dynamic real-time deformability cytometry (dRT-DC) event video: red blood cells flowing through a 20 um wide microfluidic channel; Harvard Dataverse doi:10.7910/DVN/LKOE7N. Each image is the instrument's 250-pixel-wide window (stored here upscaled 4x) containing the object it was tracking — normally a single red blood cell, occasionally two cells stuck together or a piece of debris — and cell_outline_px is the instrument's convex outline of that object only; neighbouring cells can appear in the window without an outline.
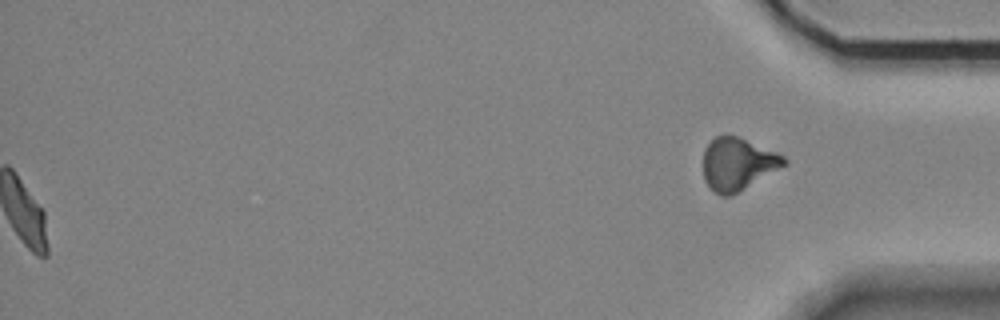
{"species": "Egyptian fruit bat (a non-hibernating species)", "species_latin": "Rousettus aegyptiacus", "temperature_condition": "room temperature", "stored_images_in_passage": 39, "segment_of_instrument_passage": [2, 2], "camera_frame_rate_fps": 3000, "um_per_image_px": 0.085, "animal": {"sex": "female"}, "frame": {"image": 1, "passage_image": 39, "time_ms": 12.667, "image_size_px": [1000, 320], "cell_outline_px": [[788, 164], [732, 196], [720, 196], [712, 192], [704, 180], [704, 148], [716, 136], [736, 136], [776, 152], [784, 156], [788, 160]], "centroid_in_image_um": [62.71, 13.98], "position_along_channel_um": 372.5, "area_um2": 24.74}}